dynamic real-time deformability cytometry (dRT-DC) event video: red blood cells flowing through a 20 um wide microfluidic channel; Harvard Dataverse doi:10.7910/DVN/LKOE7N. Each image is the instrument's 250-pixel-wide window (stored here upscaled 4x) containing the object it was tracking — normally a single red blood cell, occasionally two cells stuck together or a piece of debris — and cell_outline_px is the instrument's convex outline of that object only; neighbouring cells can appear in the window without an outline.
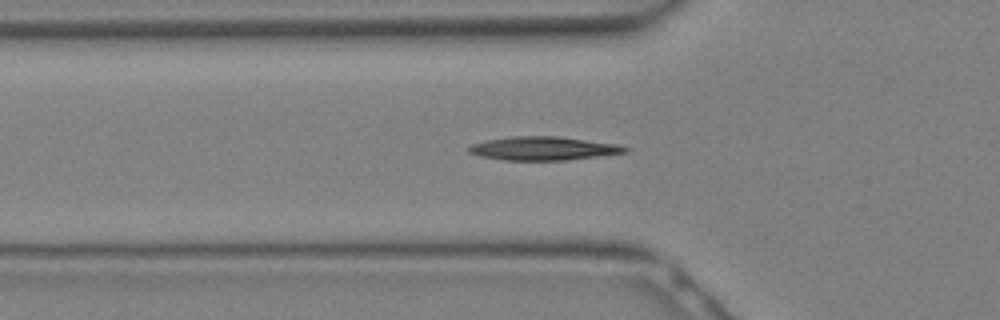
{"species": "Egyptian fruit bat (a non-hibernating species)", "species_latin": "Rousettus aegyptiacus", "temperature_condition": "warm", "stored_images_in_passage": 10, "camera_frame_rate_fps": 3000, "um_per_image_px": 0.085, "animal": {"sex": "female"}, "frame": {"image": 1, "passage_image": 2, "time_ms": 0.333, "image_size_px": [1000, 320], "cell_outline_px": [[628, 152], [564, 160], [504, 160], [480, 156], [468, 152], [468, 148], [472, 144], [488, 140], [512, 136], [556, 136], [616, 144], [628, 148]], "centroid_in_image_um": [46.14, 12.61], "position_along_channel_um": 79.7, "area_um2": 21.1}}
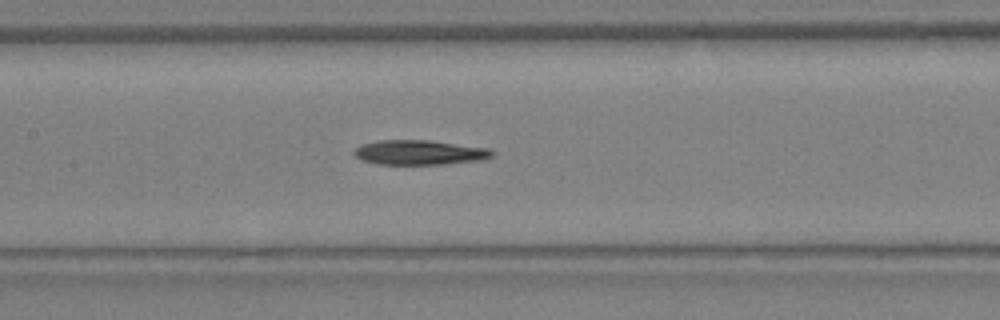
{"frame": {"image": 2, "passage_image": 6, "time_ms": 1.667, "image_size_px": [1000, 320], "cell_outline_px": [[492, 156], [480, 160], [444, 164], [376, 164], [360, 160], [352, 152], [356, 148], [364, 144], [380, 140], [428, 140], [488, 148], [492, 152]], "centroid_in_image_um": [35.61, 12.96], "position_along_channel_um": 171.8, "area_um2": 19.65}}
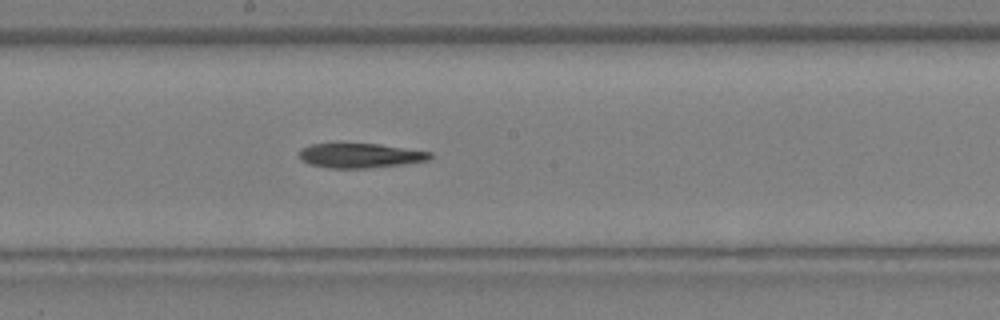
{"frame": {"image": 3, "passage_image": 8, "time_ms": 2.333, "image_size_px": [1000, 320], "cell_outline_px": [[432, 156], [428, 160], [400, 164], [364, 168], [332, 168], [308, 164], [300, 160], [300, 148], [312, 144], [380, 144], [432, 152]], "centroid_in_image_um": [30.59, 13.22], "position_along_channel_um": 217.6, "area_um2": 18.5}}